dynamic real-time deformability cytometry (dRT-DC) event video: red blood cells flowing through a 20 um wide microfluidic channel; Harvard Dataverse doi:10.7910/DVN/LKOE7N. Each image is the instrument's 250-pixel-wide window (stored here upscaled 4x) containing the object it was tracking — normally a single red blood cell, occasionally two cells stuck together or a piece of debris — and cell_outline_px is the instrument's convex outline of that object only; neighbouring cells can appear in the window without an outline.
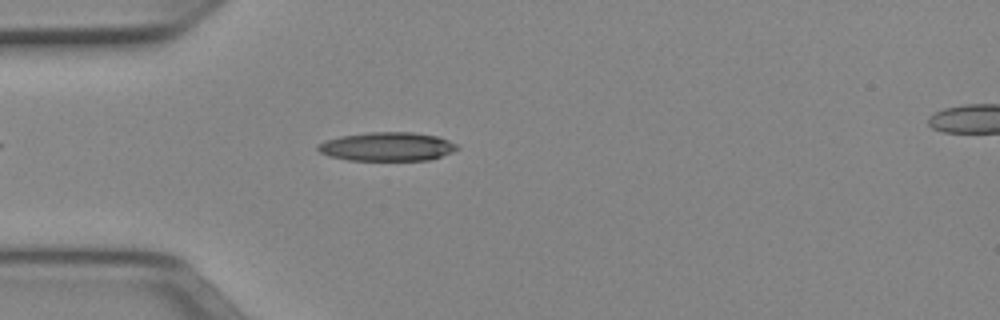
{"species": "Egyptian fruit bat (a non-hibernating species)", "species_latin": "Rousettus aegyptiacus", "temperature_condition": "cold", "stored_images_in_passage": 43, "camera_frame_rate_fps": 3000, "um_per_image_px": 0.085, "animal": {"sex": "female"}, "frame": {"image": 1, "passage_image": 7, "time_ms": 2.0, "image_size_px": [1000, 320], "cell_outline_px": [[460, 148], [452, 152], [428, 160], [348, 160], [328, 156], [320, 152], [316, 148], [316, 144], [324, 140], [340, 136], [368, 132], [412, 132], [440, 136], [456, 144]], "centroid_in_image_um": [32.88, 12.45], "position_along_channel_um": 52.1, "area_um2": 23.52}}
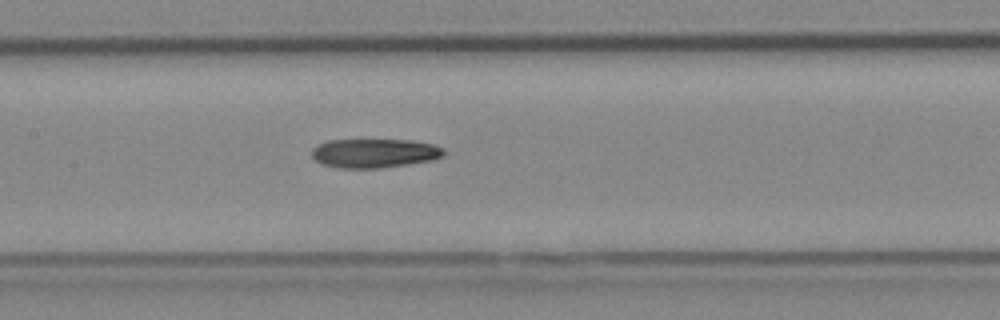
{"frame": {"image": 2, "passage_image": 17, "time_ms": 5.333, "image_size_px": [1000, 320], "cell_outline_px": [[444, 156], [432, 160], [408, 164], [380, 168], [336, 168], [320, 164], [312, 156], [312, 148], [316, 144], [328, 140], [412, 140], [432, 144], [444, 148]], "centroid_in_image_um": [31.8, 13.02], "position_along_channel_um": 175.6, "area_um2": 22.54}}
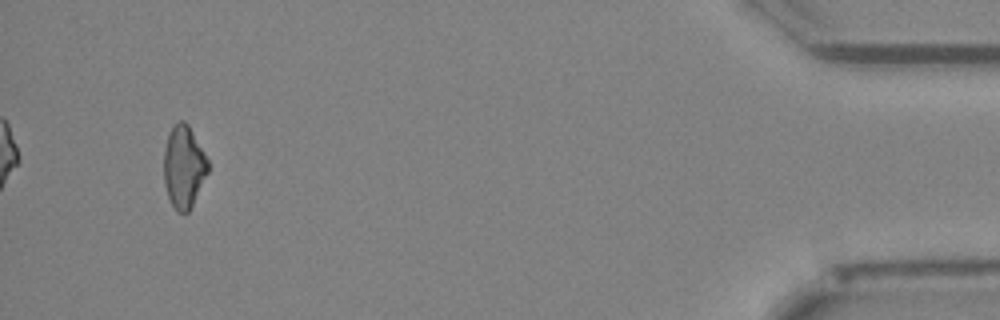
{"frame": {"image": 3, "passage_image": 41, "time_ms": 13.333, "image_size_px": [1000, 320], "cell_outline_px": [[208, 172], [188, 212], [176, 212], [168, 196], [164, 184], [164, 148], [168, 132], [172, 124], [180, 120], [184, 120], [188, 124], [204, 152], [208, 160]], "centroid_in_image_um": [15.59, 14.13], "position_along_channel_um": 419.6, "area_um2": 21.15}, "authors_computed_cell_mechanics": {"area_um2": 22.3108, "velocity_mm_per_s": 3.9821, "shape_relaxation_time_tau1_ms": 11.1939, "shape_relaxation_time_tau2_ms": 10.3363, "deformation_change_tau1": 0.2521, "deformation_change_tau2": 0.2408}}